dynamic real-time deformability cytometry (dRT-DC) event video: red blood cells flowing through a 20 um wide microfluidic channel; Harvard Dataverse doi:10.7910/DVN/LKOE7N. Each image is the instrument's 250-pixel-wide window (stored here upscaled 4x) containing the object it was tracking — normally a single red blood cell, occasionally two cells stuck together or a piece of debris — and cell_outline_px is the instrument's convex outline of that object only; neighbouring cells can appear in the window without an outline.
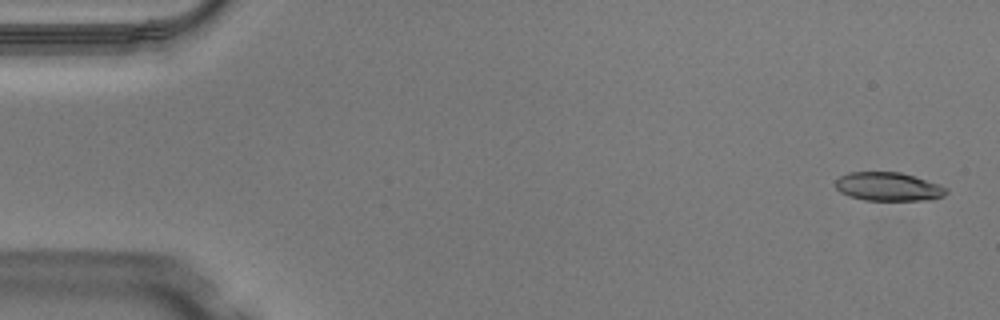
{"species": "Egyptian fruit bat (a non-hibernating species)", "species_latin": "Rousettus aegyptiacus", "temperature_condition": "warm", "stored_images_in_passage": 49, "camera_frame_rate_fps": 3000, "um_per_image_px": 0.085, "animal": {"sex": "male"}, "frame": {"image": 1, "passage_image": 2, "time_ms": 0.333, "image_size_px": [1000, 320], "cell_outline_px": [[948, 192], [944, 196], [920, 200], [864, 200], [848, 196], [840, 192], [836, 188], [836, 180], [840, 176], [848, 172], [900, 172], [948, 188]], "centroid_in_image_um": [75.45, 15.87], "position_along_channel_um": 9.5, "area_um2": 18.21}}
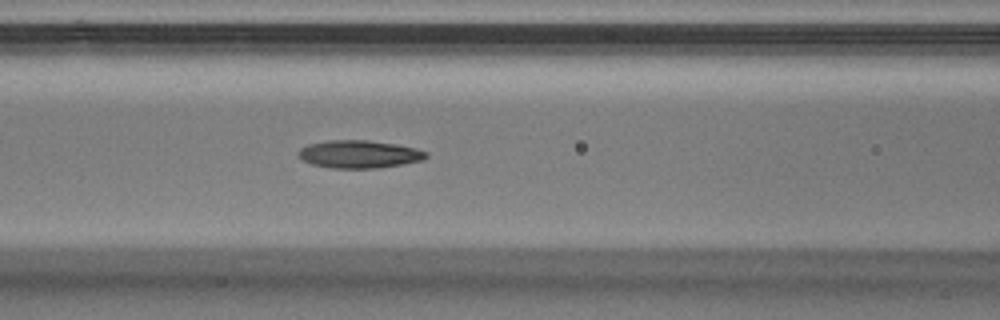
{"frame": {"image": 2, "passage_image": 21, "time_ms": 6.667, "image_size_px": [1000, 320], "cell_outline_px": [[428, 156], [424, 160], [380, 168], [332, 168], [312, 164], [304, 160], [300, 156], [300, 148], [308, 144], [328, 140], [368, 140], [396, 144], [428, 152]], "centroid_in_image_um": [30.56, 13.1], "position_along_channel_um": 136.0, "area_um2": 20.52}}
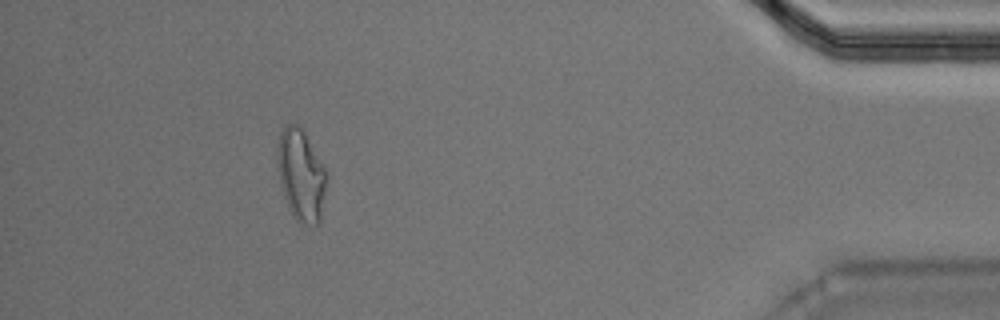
{"frame": {"image": 3, "passage_image": 45, "time_ms": 14.667, "image_size_px": [1000, 320], "cell_outline_px": [[328, 176], [320, 224], [300, 224], [296, 220], [288, 208], [280, 184], [276, 168], [276, 144], [280, 132], [288, 124], [296, 124], [304, 132], [324, 168]], "centroid_in_image_um": [25.56, 14.91], "position_along_channel_um": 409.6, "area_um2": 26.53}, "authors_computed_cell_mechanics": {"area_um2": 20.2878, "velocity_mm_per_s": 4.0994, "shape_relaxation_time_tau1_ms": 4.7106, "shape_relaxation_time_tau2_ms": 2.923, "deformation_change_tau1": 0.1803, "deformation_change_tau2": 0.1165}}